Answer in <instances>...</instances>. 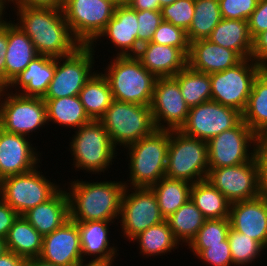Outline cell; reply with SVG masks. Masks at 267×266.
Here are the masks:
<instances>
[{
    "mask_svg": "<svg viewBox=\"0 0 267 266\" xmlns=\"http://www.w3.org/2000/svg\"><path fill=\"white\" fill-rule=\"evenodd\" d=\"M230 203L259 197L255 157L240 165L209 168L206 178Z\"/></svg>",
    "mask_w": 267,
    "mask_h": 266,
    "instance_id": "cell-17",
    "label": "cell"
},
{
    "mask_svg": "<svg viewBox=\"0 0 267 266\" xmlns=\"http://www.w3.org/2000/svg\"><path fill=\"white\" fill-rule=\"evenodd\" d=\"M242 120L261 139H267V69L254 79Z\"/></svg>",
    "mask_w": 267,
    "mask_h": 266,
    "instance_id": "cell-29",
    "label": "cell"
},
{
    "mask_svg": "<svg viewBox=\"0 0 267 266\" xmlns=\"http://www.w3.org/2000/svg\"><path fill=\"white\" fill-rule=\"evenodd\" d=\"M72 135L69 144V151L73 159V168L85 170L92 174H101L113 165V159L118 153L110 138L99 120H91L81 126Z\"/></svg>",
    "mask_w": 267,
    "mask_h": 266,
    "instance_id": "cell-5",
    "label": "cell"
},
{
    "mask_svg": "<svg viewBox=\"0 0 267 266\" xmlns=\"http://www.w3.org/2000/svg\"><path fill=\"white\" fill-rule=\"evenodd\" d=\"M112 97L115 100L150 106L156 77L136 56H114L104 68Z\"/></svg>",
    "mask_w": 267,
    "mask_h": 266,
    "instance_id": "cell-4",
    "label": "cell"
},
{
    "mask_svg": "<svg viewBox=\"0 0 267 266\" xmlns=\"http://www.w3.org/2000/svg\"><path fill=\"white\" fill-rule=\"evenodd\" d=\"M54 72L55 58L38 55L14 78L7 89L11 90V93L15 92L22 96L43 98L54 77Z\"/></svg>",
    "mask_w": 267,
    "mask_h": 266,
    "instance_id": "cell-24",
    "label": "cell"
},
{
    "mask_svg": "<svg viewBox=\"0 0 267 266\" xmlns=\"http://www.w3.org/2000/svg\"><path fill=\"white\" fill-rule=\"evenodd\" d=\"M5 242L8 251L25 259L37 258L42 250L43 236L23 216H18Z\"/></svg>",
    "mask_w": 267,
    "mask_h": 266,
    "instance_id": "cell-30",
    "label": "cell"
},
{
    "mask_svg": "<svg viewBox=\"0 0 267 266\" xmlns=\"http://www.w3.org/2000/svg\"><path fill=\"white\" fill-rule=\"evenodd\" d=\"M150 106L157 130H180L190 110L173 77L156 79Z\"/></svg>",
    "mask_w": 267,
    "mask_h": 266,
    "instance_id": "cell-16",
    "label": "cell"
},
{
    "mask_svg": "<svg viewBox=\"0 0 267 266\" xmlns=\"http://www.w3.org/2000/svg\"><path fill=\"white\" fill-rule=\"evenodd\" d=\"M176 0H159L160 10L163 6H167L175 2Z\"/></svg>",
    "mask_w": 267,
    "mask_h": 266,
    "instance_id": "cell-58",
    "label": "cell"
},
{
    "mask_svg": "<svg viewBox=\"0 0 267 266\" xmlns=\"http://www.w3.org/2000/svg\"><path fill=\"white\" fill-rule=\"evenodd\" d=\"M130 189V190H129ZM125 187L121 198L119 222L122 237L129 242L150 226L165 220L151 188ZM131 192V193H130Z\"/></svg>",
    "mask_w": 267,
    "mask_h": 266,
    "instance_id": "cell-14",
    "label": "cell"
},
{
    "mask_svg": "<svg viewBox=\"0 0 267 266\" xmlns=\"http://www.w3.org/2000/svg\"><path fill=\"white\" fill-rule=\"evenodd\" d=\"M113 0H65L62 11L73 36L90 45L114 15Z\"/></svg>",
    "mask_w": 267,
    "mask_h": 266,
    "instance_id": "cell-13",
    "label": "cell"
},
{
    "mask_svg": "<svg viewBox=\"0 0 267 266\" xmlns=\"http://www.w3.org/2000/svg\"><path fill=\"white\" fill-rule=\"evenodd\" d=\"M129 6L134 10H160L159 0H132Z\"/></svg>",
    "mask_w": 267,
    "mask_h": 266,
    "instance_id": "cell-53",
    "label": "cell"
},
{
    "mask_svg": "<svg viewBox=\"0 0 267 266\" xmlns=\"http://www.w3.org/2000/svg\"><path fill=\"white\" fill-rule=\"evenodd\" d=\"M64 187L48 201L22 215L42 236L52 233L70 219L69 198Z\"/></svg>",
    "mask_w": 267,
    "mask_h": 266,
    "instance_id": "cell-26",
    "label": "cell"
},
{
    "mask_svg": "<svg viewBox=\"0 0 267 266\" xmlns=\"http://www.w3.org/2000/svg\"><path fill=\"white\" fill-rule=\"evenodd\" d=\"M221 19L218 0H195L193 20L186 31L188 41L207 39Z\"/></svg>",
    "mask_w": 267,
    "mask_h": 266,
    "instance_id": "cell-38",
    "label": "cell"
},
{
    "mask_svg": "<svg viewBox=\"0 0 267 266\" xmlns=\"http://www.w3.org/2000/svg\"><path fill=\"white\" fill-rule=\"evenodd\" d=\"M173 78L178 82L181 94L189 108L211 100L209 74L195 71L187 65Z\"/></svg>",
    "mask_w": 267,
    "mask_h": 266,
    "instance_id": "cell-37",
    "label": "cell"
},
{
    "mask_svg": "<svg viewBox=\"0 0 267 266\" xmlns=\"http://www.w3.org/2000/svg\"><path fill=\"white\" fill-rule=\"evenodd\" d=\"M260 140L241 120L232 129L223 131L207 142L209 168H222L249 162L255 157Z\"/></svg>",
    "mask_w": 267,
    "mask_h": 266,
    "instance_id": "cell-12",
    "label": "cell"
},
{
    "mask_svg": "<svg viewBox=\"0 0 267 266\" xmlns=\"http://www.w3.org/2000/svg\"><path fill=\"white\" fill-rule=\"evenodd\" d=\"M150 42L180 48L187 56L189 53L186 31L166 21H162Z\"/></svg>",
    "mask_w": 267,
    "mask_h": 266,
    "instance_id": "cell-43",
    "label": "cell"
},
{
    "mask_svg": "<svg viewBox=\"0 0 267 266\" xmlns=\"http://www.w3.org/2000/svg\"><path fill=\"white\" fill-rule=\"evenodd\" d=\"M228 242L230 246L233 266H246L261 257L266 250L259 242L246 234L235 231L230 227L228 232ZM256 259V260H255Z\"/></svg>",
    "mask_w": 267,
    "mask_h": 266,
    "instance_id": "cell-39",
    "label": "cell"
},
{
    "mask_svg": "<svg viewBox=\"0 0 267 266\" xmlns=\"http://www.w3.org/2000/svg\"><path fill=\"white\" fill-rule=\"evenodd\" d=\"M6 89H7V86L0 80V103H1L3 93Z\"/></svg>",
    "mask_w": 267,
    "mask_h": 266,
    "instance_id": "cell-60",
    "label": "cell"
},
{
    "mask_svg": "<svg viewBox=\"0 0 267 266\" xmlns=\"http://www.w3.org/2000/svg\"><path fill=\"white\" fill-rule=\"evenodd\" d=\"M230 222L224 219H206L195 237L188 245H215L221 244L228 238Z\"/></svg>",
    "mask_w": 267,
    "mask_h": 266,
    "instance_id": "cell-41",
    "label": "cell"
},
{
    "mask_svg": "<svg viewBox=\"0 0 267 266\" xmlns=\"http://www.w3.org/2000/svg\"><path fill=\"white\" fill-rule=\"evenodd\" d=\"M258 167L259 196L267 200V141L260 140L255 152Z\"/></svg>",
    "mask_w": 267,
    "mask_h": 266,
    "instance_id": "cell-46",
    "label": "cell"
},
{
    "mask_svg": "<svg viewBox=\"0 0 267 266\" xmlns=\"http://www.w3.org/2000/svg\"><path fill=\"white\" fill-rule=\"evenodd\" d=\"M39 258L56 266H75L82 261L77 222L69 219L52 233L43 236Z\"/></svg>",
    "mask_w": 267,
    "mask_h": 266,
    "instance_id": "cell-19",
    "label": "cell"
},
{
    "mask_svg": "<svg viewBox=\"0 0 267 266\" xmlns=\"http://www.w3.org/2000/svg\"><path fill=\"white\" fill-rule=\"evenodd\" d=\"M166 220L175 239L181 245L184 244L187 246L203 226L206 218L192 200L189 199Z\"/></svg>",
    "mask_w": 267,
    "mask_h": 266,
    "instance_id": "cell-36",
    "label": "cell"
},
{
    "mask_svg": "<svg viewBox=\"0 0 267 266\" xmlns=\"http://www.w3.org/2000/svg\"><path fill=\"white\" fill-rule=\"evenodd\" d=\"M99 121L109 133L113 145L116 148L122 146V149L156 130L151 106L115 99Z\"/></svg>",
    "mask_w": 267,
    "mask_h": 266,
    "instance_id": "cell-6",
    "label": "cell"
},
{
    "mask_svg": "<svg viewBox=\"0 0 267 266\" xmlns=\"http://www.w3.org/2000/svg\"><path fill=\"white\" fill-rule=\"evenodd\" d=\"M138 244L139 253L143 258L169 254L181 245L174 237L167 220L150 226L145 231L134 237L131 242ZM145 255V256H144Z\"/></svg>",
    "mask_w": 267,
    "mask_h": 266,
    "instance_id": "cell-32",
    "label": "cell"
},
{
    "mask_svg": "<svg viewBox=\"0 0 267 266\" xmlns=\"http://www.w3.org/2000/svg\"><path fill=\"white\" fill-rule=\"evenodd\" d=\"M191 186L192 184L187 181L165 176L150 187L165 220L190 199Z\"/></svg>",
    "mask_w": 267,
    "mask_h": 266,
    "instance_id": "cell-35",
    "label": "cell"
},
{
    "mask_svg": "<svg viewBox=\"0 0 267 266\" xmlns=\"http://www.w3.org/2000/svg\"><path fill=\"white\" fill-rule=\"evenodd\" d=\"M97 71L85 83L78 95L86 114L91 120H99L113 101L107 79L100 71Z\"/></svg>",
    "mask_w": 267,
    "mask_h": 266,
    "instance_id": "cell-33",
    "label": "cell"
},
{
    "mask_svg": "<svg viewBox=\"0 0 267 266\" xmlns=\"http://www.w3.org/2000/svg\"><path fill=\"white\" fill-rule=\"evenodd\" d=\"M208 169L207 142L171 130L165 176L194 184L207 178Z\"/></svg>",
    "mask_w": 267,
    "mask_h": 266,
    "instance_id": "cell-7",
    "label": "cell"
},
{
    "mask_svg": "<svg viewBox=\"0 0 267 266\" xmlns=\"http://www.w3.org/2000/svg\"><path fill=\"white\" fill-rule=\"evenodd\" d=\"M137 30L136 10L129 5L116 6L113 17L90 46L95 49L97 41L103 37L102 40H109L116 48L114 56H136L141 46L137 39Z\"/></svg>",
    "mask_w": 267,
    "mask_h": 266,
    "instance_id": "cell-20",
    "label": "cell"
},
{
    "mask_svg": "<svg viewBox=\"0 0 267 266\" xmlns=\"http://www.w3.org/2000/svg\"><path fill=\"white\" fill-rule=\"evenodd\" d=\"M230 227L246 234L267 249V200L257 197L230 204Z\"/></svg>",
    "mask_w": 267,
    "mask_h": 266,
    "instance_id": "cell-21",
    "label": "cell"
},
{
    "mask_svg": "<svg viewBox=\"0 0 267 266\" xmlns=\"http://www.w3.org/2000/svg\"><path fill=\"white\" fill-rule=\"evenodd\" d=\"M43 100L46 103L49 124L52 121L51 123L66 127V129L68 127L76 130L91 121L78 95Z\"/></svg>",
    "mask_w": 267,
    "mask_h": 266,
    "instance_id": "cell-31",
    "label": "cell"
},
{
    "mask_svg": "<svg viewBox=\"0 0 267 266\" xmlns=\"http://www.w3.org/2000/svg\"><path fill=\"white\" fill-rule=\"evenodd\" d=\"M241 60L235 51L200 39L190 42L187 65L195 71L212 74L233 67Z\"/></svg>",
    "mask_w": 267,
    "mask_h": 266,
    "instance_id": "cell-22",
    "label": "cell"
},
{
    "mask_svg": "<svg viewBox=\"0 0 267 266\" xmlns=\"http://www.w3.org/2000/svg\"><path fill=\"white\" fill-rule=\"evenodd\" d=\"M95 52L90 45H82L69 56L55 58L54 77L43 99L79 95L85 83L96 73Z\"/></svg>",
    "mask_w": 267,
    "mask_h": 266,
    "instance_id": "cell-10",
    "label": "cell"
},
{
    "mask_svg": "<svg viewBox=\"0 0 267 266\" xmlns=\"http://www.w3.org/2000/svg\"><path fill=\"white\" fill-rule=\"evenodd\" d=\"M190 252L203 264L209 266H231L233 259L231 256L228 239L222 241L221 244L215 245H187Z\"/></svg>",
    "mask_w": 267,
    "mask_h": 266,
    "instance_id": "cell-40",
    "label": "cell"
},
{
    "mask_svg": "<svg viewBox=\"0 0 267 266\" xmlns=\"http://www.w3.org/2000/svg\"><path fill=\"white\" fill-rule=\"evenodd\" d=\"M195 8V0H176L170 5L161 8L163 21L187 31L192 23Z\"/></svg>",
    "mask_w": 267,
    "mask_h": 266,
    "instance_id": "cell-42",
    "label": "cell"
},
{
    "mask_svg": "<svg viewBox=\"0 0 267 266\" xmlns=\"http://www.w3.org/2000/svg\"><path fill=\"white\" fill-rule=\"evenodd\" d=\"M38 167L40 165L30 172L3 178L0 183V198L19 216L48 201L62 188L51 182Z\"/></svg>",
    "mask_w": 267,
    "mask_h": 266,
    "instance_id": "cell-8",
    "label": "cell"
},
{
    "mask_svg": "<svg viewBox=\"0 0 267 266\" xmlns=\"http://www.w3.org/2000/svg\"><path fill=\"white\" fill-rule=\"evenodd\" d=\"M37 56L38 53L30 38L14 21H8V46L5 54V85L8 86Z\"/></svg>",
    "mask_w": 267,
    "mask_h": 266,
    "instance_id": "cell-27",
    "label": "cell"
},
{
    "mask_svg": "<svg viewBox=\"0 0 267 266\" xmlns=\"http://www.w3.org/2000/svg\"><path fill=\"white\" fill-rule=\"evenodd\" d=\"M65 0H12L14 7H51L62 9Z\"/></svg>",
    "mask_w": 267,
    "mask_h": 266,
    "instance_id": "cell-50",
    "label": "cell"
},
{
    "mask_svg": "<svg viewBox=\"0 0 267 266\" xmlns=\"http://www.w3.org/2000/svg\"><path fill=\"white\" fill-rule=\"evenodd\" d=\"M207 39L235 51L242 59L251 58L253 39L247 20L222 18Z\"/></svg>",
    "mask_w": 267,
    "mask_h": 266,
    "instance_id": "cell-28",
    "label": "cell"
},
{
    "mask_svg": "<svg viewBox=\"0 0 267 266\" xmlns=\"http://www.w3.org/2000/svg\"><path fill=\"white\" fill-rule=\"evenodd\" d=\"M136 57L156 78L173 77L187 66V55L177 47L148 42Z\"/></svg>",
    "mask_w": 267,
    "mask_h": 266,
    "instance_id": "cell-23",
    "label": "cell"
},
{
    "mask_svg": "<svg viewBox=\"0 0 267 266\" xmlns=\"http://www.w3.org/2000/svg\"><path fill=\"white\" fill-rule=\"evenodd\" d=\"M5 96V97H4ZM48 124L46 103L40 97H26L6 89L0 103V128L31 137ZM31 133V134H30ZM31 135V136H29Z\"/></svg>",
    "mask_w": 267,
    "mask_h": 266,
    "instance_id": "cell-11",
    "label": "cell"
},
{
    "mask_svg": "<svg viewBox=\"0 0 267 266\" xmlns=\"http://www.w3.org/2000/svg\"><path fill=\"white\" fill-rule=\"evenodd\" d=\"M251 59L263 69H267V30L253 39Z\"/></svg>",
    "mask_w": 267,
    "mask_h": 266,
    "instance_id": "cell-48",
    "label": "cell"
},
{
    "mask_svg": "<svg viewBox=\"0 0 267 266\" xmlns=\"http://www.w3.org/2000/svg\"><path fill=\"white\" fill-rule=\"evenodd\" d=\"M6 252H8V249L5 239L0 238V257L3 256Z\"/></svg>",
    "mask_w": 267,
    "mask_h": 266,
    "instance_id": "cell-57",
    "label": "cell"
},
{
    "mask_svg": "<svg viewBox=\"0 0 267 266\" xmlns=\"http://www.w3.org/2000/svg\"><path fill=\"white\" fill-rule=\"evenodd\" d=\"M67 182L70 219L75 222L119 220L124 181ZM69 189V190H68ZM69 191V192H68ZM115 219V220H114Z\"/></svg>",
    "mask_w": 267,
    "mask_h": 266,
    "instance_id": "cell-2",
    "label": "cell"
},
{
    "mask_svg": "<svg viewBox=\"0 0 267 266\" xmlns=\"http://www.w3.org/2000/svg\"><path fill=\"white\" fill-rule=\"evenodd\" d=\"M249 33L252 39L267 30V0H259L257 7L248 20Z\"/></svg>",
    "mask_w": 267,
    "mask_h": 266,
    "instance_id": "cell-47",
    "label": "cell"
},
{
    "mask_svg": "<svg viewBox=\"0 0 267 266\" xmlns=\"http://www.w3.org/2000/svg\"><path fill=\"white\" fill-rule=\"evenodd\" d=\"M241 120L242 113L237 109L210 100L190 108L180 131L208 142L223 131L232 129Z\"/></svg>",
    "mask_w": 267,
    "mask_h": 266,
    "instance_id": "cell-15",
    "label": "cell"
},
{
    "mask_svg": "<svg viewBox=\"0 0 267 266\" xmlns=\"http://www.w3.org/2000/svg\"><path fill=\"white\" fill-rule=\"evenodd\" d=\"M18 213L0 198V238L5 239Z\"/></svg>",
    "mask_w": 267,
    "mask_h": 266,
    "instance_id": "cell-49",
    "label": "cell"
},
{
    "mask_svg": "<svg viewBox=\"0 0 267 266\" xmlns=\"http://www.w3.org/2000/svg\"><path fill=\"white\" fill-rule=\"evenodd\" d=\"M170 130H155L126 148L129 177L128 188H150L165 177ZM129 155V156H128ZM127 182V183H126Z\"/></svg>",
    "mask_w": 267,
    "mask_h": 266,
    "instance_id": "cell-3",
    "label": "cell"
},
{
    "mask_svg": "<svg viewBox=\"0 0 267 266\" xmlns=\"http://www.w3.org/2000/svg\"><path fill=\"white\" fill-rule=\"evenodd\" d=\"M25 266H56L55 264H51L41 260L39 257L26 259Z\"/></svg>",
    "mask_w": 267,
    "mask_h": 266,
    "instance_id": "cell-56",
    "label": "cell"
},
{
    "mask_svg": "<svg viewBox=\"0 0 267 266\" xmlns=\"http://www.w3.org/2000/svg\"><path fill=\"white\" fill-rule=\"evenodd\" d=\"M12 9L17 13L15 15L18 21L15 24L30 38L38 55L66 57L82 46L68 27L62 9L51 7Z\"/></svg>",
    "mask_w": 267,
    "mask_h": 266,
    "instance_id": "cell-1",
    "label": "cell"
},
{
    "mask_svg": "<svg viewBox=\"0 0 267 266\" xmlns=\"http://www.w3.org/2000/svg\"><path fill=\"white\" fill-rule=\"evenodd\" d=\"M26 259L8 251L0 257V266H25Z\"/></svg>",
    "mask_w": 267,
    "mask_h": 266,
    "instance_id": "cell-52",
    "label": "cell"
},
{
    "mask_svg": "<svg viewBox=\"0 0 267 266\" xmlns=\"http://www.w3.org/2000/svg\"><path fill=\"white\" fill-rule=\"evenodd\" d=\"M223 19L249 20L259 0H218Z\"/></svg>",
    "mask_w": 267,
    "mask_h": 266,
    "instance_id": "cell-44",
    "label": "cell"
},
{
    "mask_svg": "<svg viewBox=\"0 0 267 266\" xmlns=\"http://www.w3.org/2000/svg\"><path fill=\"white\" fill-rule=\"evenodd\" d=\"M138 18V42L142 45L151 41L155 31L163 21L160 10H136Z\"/></svg>",
    "mask_w": 267,
    "mask_h": 266,
    "instance_id": "cell-45",
    "label": "cell"
},
{
    "mask_svg": "<svg viewBox=\"0 0 267 266\" xmlns=\"http://www.w3.org/2000/svg\"><path fill=\"white\" fill-rule=\"evenodd\" d=\"M9 4L10 2L8 0H0V28L8 21V19L6 20V17L4 18V14L7 13L5 10L8 9Z\"/></svg>",
    "mask_w": 267,
    "mask_h": 266,
    "instance_id": "cell-55",
    "label": "cell"
},
{
    "mask_svg": "<svg viewBox=\"0 0 267 266\" xmlns=\"http://www.w3.org/2000/svg\"><path fill=\"white\" fill-rule=\"evenodd\" d=\"M8 46V21L0 28V80L5 84V54Z\"/></svg>",
    "mask_w": 267,
    "mask_h": 266,
    "instance_id": "cell-51",
    "label": "cell"
},
{
    "mask_svg": "<svg viewBox=\"0 0 267 266\" xmlns=\"http://www.w3.org/2000/svg\"><path fill=\"white\" fill-rule=\"evenodd\" d=\"M29 138L0 128V183L3 178L30 172L41 164L38 146L34 147Z\"/></svg>",
    "mask_w": 267,
    "mask_h": 266,
    "instance_id": "cell-18",
    "label": "cell"
},
{
    "mask_svg": "<svg viewBox=\"0 0 267 266\" xmlns=\"http://www.w3.org/2000/svg\"><path fill=\"white\" fill-rule=\"evenodd\" d=\"M190 199L206 219L229 217L231 203L207 179L192 184Z\"/></svg>",
    "mask_w": 267,
    "mask_h": 266,
    "instance_id": "cell-34",
    "label": "cell"
},
{
    "mask_svg": "<svg viewBox=\"0 0 267 266\" xmlns=\"http://www.w3.org/2000/svg\"><path fill=\"white\" fill-rule=\"evenodd\" d=\"M111 221H86L77 222L80 232V241L83 260L114 262L119 251L115 243L111 245L109 238V226ZM115 246V247H114Z\"/></svg>",
    "mask_w": 267,
    "mask_h": 266,
    "instance_id": "cell-25",
    "label": "cell"
},
{
    "mask_svg": "<svg viewBox=\"0 0 267 266\" xmlns=\"http://www.w3.org/2000/svg\"><path fill=\"white\" fill-rule=\"evenodd\" d=\"M75 266H114V265L113 262L82 260L78 262Z\"/></svg>",
    "mask_w": 267,
    "mask_h": 266,
    "instance_id": "cell-54",
    "label": "cell"
},
{
    "mask_svg": "<svg viewBox=\"0 0 267 266\" xmlns=\"http://www.w3.org/2000/svg\"><path fill=\"white\" fill-rule=\"evenodd\" d=\"M263 70L253 59H242L221 72L209 74L211 100L243 112L252 90L254 79Z\"/></svg>",
    "mask_w": 267,
    "mask_h": 266,
    "instance_id": "cell-9",
    "label": "cell"
},
{
    "mask_svg": "<svg viewBox=\"0 0 267 266\" xmlns=\"http://www.w3.org/2000/svg\"><path fill=\"white\" fill-rule=\"evenodd\" d=\"M113 1L117 6H119V5H129V3L132 0H113Z\"/></svg>",
    "mask_w": 267,
    "mask_h": 266,
    "instance_id": "cell-59",
    "label": "cell"
}]
</instances>
